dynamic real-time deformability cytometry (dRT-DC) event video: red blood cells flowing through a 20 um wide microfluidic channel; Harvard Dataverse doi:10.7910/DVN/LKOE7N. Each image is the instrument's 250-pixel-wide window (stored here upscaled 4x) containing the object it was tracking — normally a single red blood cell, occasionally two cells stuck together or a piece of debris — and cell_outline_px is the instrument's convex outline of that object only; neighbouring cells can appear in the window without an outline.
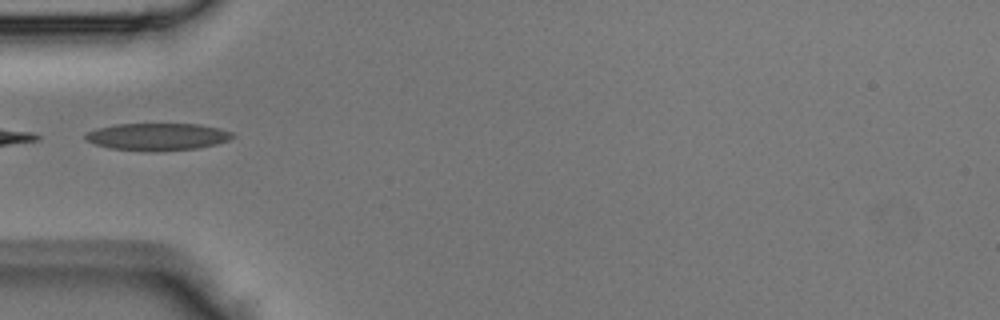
{"species": "Egyptian fruit bat (a non-hibernating species)", "species_latin": "Rousettus aegyptiacus", "temperature_condition": "room temperature", "stored_images_in_passage": 6, "camera_frame_rate_fps": 3000, "um_per_image_px": 0.085, "animal": {"sex": "male"}, "frame": {"image": 1, "passage_image": 1, "time_ms": 0.0, "image_size_px": [1000, 320], "cell_outline_px": [[236, 136], [228, 140], [216, 144], [196, 148], [156, 152], [148, 152], [108, 148], [92, 144], [84, 140], [84, 132], [96, 128], [116, 124], [200, 124], [220, 128], [232, 132]], "centroid_in_image_um": [13.32, 11.63], "position_along_channel_um": 71.7, "area_um2": 23.87}}
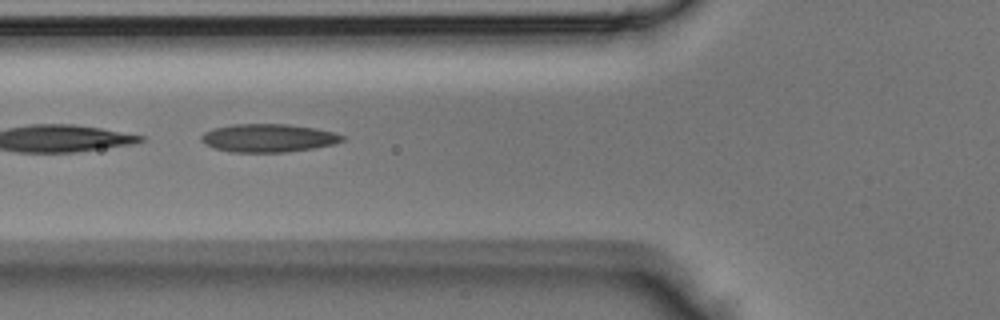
{"frame": {"image": 2, "passage_image": 3, "time_ms": 0.667, "image_size_px": [1000, 320], "cell_outline_px": [[344, 140], [332, 144], [312, 148], [284, 152], [228, 152], [212, 148], [204, 144], [200, 140], [200, 136], [204, 132], [212, 128], [232, 124], [288, 124], [316, 128], [336, 132], [344, 136]], "centroid_in_image_um": [22.75, 11.72], "position_along_channel_um": 103.1, "area_um2": 23.35}}